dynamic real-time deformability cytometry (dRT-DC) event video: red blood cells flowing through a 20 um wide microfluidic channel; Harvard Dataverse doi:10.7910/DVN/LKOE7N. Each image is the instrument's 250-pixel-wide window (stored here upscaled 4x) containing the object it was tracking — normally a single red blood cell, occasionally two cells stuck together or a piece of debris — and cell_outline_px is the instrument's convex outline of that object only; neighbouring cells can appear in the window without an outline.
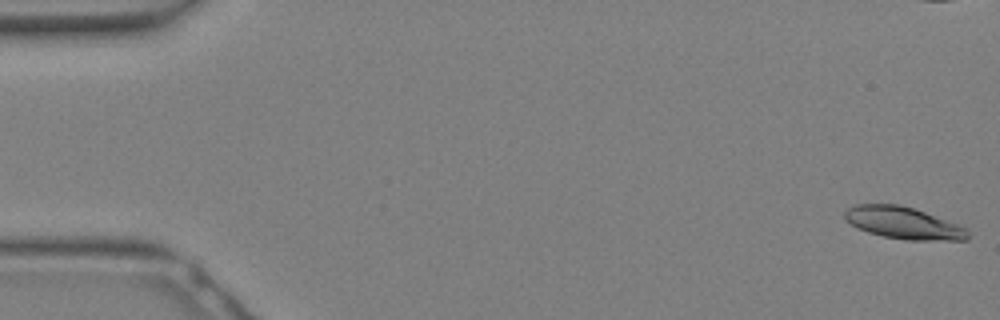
{"species": "Egyptian fruit bat (a non-hibernating species)", "species_latin": "Rousettus aegyptiacus", "temperature_condition": "warm", "stored_images_in_passage": 13, "camera_frame_rate_fps": 3000, "um_per_image_px": 0.085, "animal": {"sex": "female"}, "frame": {"image": 1, "passage_image": 1, "time_ms": 0.0, "image_size_px": [1000, 320], "cell_outline_px": [[968, 240], [904, 240], [884, 236], [868, 232], [856, 228], [844, 216], [844, 212], [848, 208], [856, 204], [896, 204], [912, 208], [924, 212], [956, 224], [964, 228], [968, 232]], "centroid_in_image_um": [76.75, 18.96], "position_along_channel_um": 8.2, "area_um2": 22.54}}
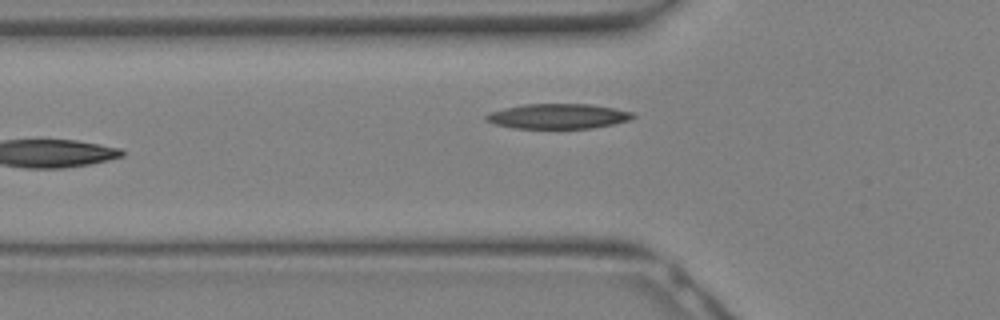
{"frame": {"image": 2, "passage_image": 13, "time_ms": 4.0, "image_size_px": [1000, 320], "cell_outline_px": [[636, 116], [628, 120], [612, 124], [592, 128], [512, 128], [496, 124], [484, 120], [484, 116], [492, 112], [504, 108], [524, 104], [592, 104], [616, 108], [632, 112]], "centroid_in_image_um": [47.44, 9.87], "position_along_channel_um": 78.4, "area_um2": 21.33}}